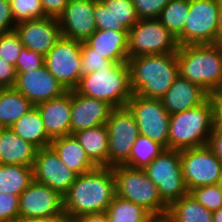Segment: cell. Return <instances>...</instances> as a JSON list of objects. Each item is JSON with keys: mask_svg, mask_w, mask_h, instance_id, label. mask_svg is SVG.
Listing matches in <instances>:
<instances>
[{"mask_svg": "<svg viewBox=\"0 0 222 222\" xmlns=\"http://www.w3.org/2000/svg\"><path fill=\"white\" fill-rule=\"evenodd\" d=\"M116 196L112 167H96L76 176L74 183L63 195V210L68 220L92 213L106 212Z\"/></svg>", "mask_w": 222, "mask_h": 222, "instance_id": "obj_1", "label": "cell"}, {"mask_svg": "<svg viewBox=\"0 0 222 222\" xmlns=\"http://www.w3.org/2000/svg\"><path fill=\"white\" fill-rule=\"evenodd\" d=\"M131 88L145 98L162 99L179 76L177 52L128 58Z\"/></svg>", "mask_w": 222, "mask_h": 222, "instance_id": "obj_2", "label": "cell"}, {"mask_svg": "<svg viewBox=\"0 0 222 222\" xmlns=\"http://www.w3.org/2000/svg\"><path fill=\"white\" fill-rule=\"evenodd\" d=\"M179 75L200 85L211 96L222 92V46L220 44L178 47Z\"/></svg>", "mask_w": 222, "mask_h": 222, "instance_id": "obj_3", "label": "cell"}, {"mask_svg": "<svg viewBox=\"0 0 222 222\" xmlns=\"http://www.w3.org/2000/svg\"><path fill=\"white\" fill-rule=\"evenodd\" d=\"M215 120L213 96L195 108L170 115L168 149L180 151L207 145Z\"/></svg>", "mask_w": 222, "mask_h": 222, "instance_id": "obj_4", "label": "cell"}, {"mask_svg": "<svg viewBox=\"0 0 222 222\" xmlns=\"http://www.w3.org/2000/svg\"><path fill=\"white\" fill-rule=\"evenodd\" d=\"M75 90L84 96L105 101L113 108L126 107L134 94L128 62L83 74Z\"/></svg>", "mask_w": 222, "mask_h": 222, "instance_id": "obj_5", "label": "cell"}, {"mask_svg": "<svg viewBox=\"0 0 222 222\" xmlns=\"http://www.w3.org/2000/svg\"><path fill=\"white\" fill-rule=\"evenodd\" d=\"M116 195L142 206L150 214H166L168 205L161 199L158 187L147 176L144 169L125 165L112 167Z\"/></svg>", "mask_w": 222, "mask_h": 222, "instance_id": "obj_6", "label": "cell"}, {"mask_svg": "<svg viewBox=\"0 0 222 222\" xmlns=\"http://www.w3.org/2000/svg\"><path fill=\"white\" fill-rule=\"evenodd\" d=\"M176 37L158 18L139 19L128 32V58L178 51Z\"/></svg>", "mask_w": 222, "mask_h": 222, "instance_id": "obj_7", "label": "cell"}, {"mask_svg": "<svg viewBox=\"0 0 222 222\" xmlns=\"http://www.w3.org/2000/svg\"><path fill=\"white\" fill-rule=\"evenodd\" d=\"M222 0H190L188 18L178 45L216 44L218 10Z\"/></svg>", "mask_w": 222, "mask_h": 222, "instance_id": "obj_8", "label": "cell"}, {"mask_svg": "<svg viewBox=\"0 0 222 222\" xmlns=\"http://www.w3.org/2000/svg\"><path fill=\"white\" fill-rule=\"evenodd\" d=\"M144 171L168 206L189 193L183 179L179 150L165 149Z\"/></svg>", "mask_w": 222, "mask_h": 222, "instance_id": "obj_9", "label": "cell"}, {"mask_svg": "<svg viewBox=\"0 0 222 222\" xmlns=\"http://www.w3.org/2000/svg\"><path fill=\"white\" fill-rule=\"evenodd\" d=\"M44 65L67 91L75 90L81 77V42L61 36L44 56Z\"/></svg>", "mask_w": 222, "mask_h": 222, "instance_id": "obj_10", "label": "cell"}, {"mask_svg": "<svg viewBox=\"0 0 222 222\" xmlns=\"http://www.w3.org/2000/svg\"><path fill=\"white\" fill-rule=\"evenodd\" d=\"M126 107L137 122L139 134L168 149L170 114L162 100L133 94Z\"/></svg>", "mask_w": 222, "mask_h": 222, "instance_id": "obj_11", "label": "cell"}, {"mask_svg": "<svg viewBox=\"0 0 222 222\" xmlns=\"http://www.w3.org/2000/svg\"><path fill=\"white\" fill-rule=\"evenodd\" d=\"M109 137L108 167L123 165L139 135L137 122L127 107L114 108L106 122Z\"/></svg>", "mask_w": 222, "mask_h": 222, "instance_id": "obj_12", "label": "cell"}, {"mask_svg": "<svg viewBox=\"0 0 222 222\" xmlns=\"http://www.w3.org/2000/svg\"><path fill=\"white\" fill-rule=\"evenodd\" d=\"M179 153L188 192L200 186L216 185L222 171V161L207 145L183 149Z\"/></svg>", "mask_w": 222, "mask_h": 222, "instance_id": "obj_13", "label": "cell"}, {"mask_svg": "<svg viewBox=\"0 0 222 222\" xmlns=\"http://www.w3.org/2000/svg\"><path fill=\"white\" fill-rule=\"evenodd\" d=\"M65 215L63 196L45 184L33 181L19 195V220Z\"/></svg>", "mask_w": 222, "mask_h": 222, "instance_id": "obj_14", "label": "cell"}, {"mask_svg": "<svg viewBox=\"0 0 222 222\" xmlns=\"http://www.w3.org/2000/svg\"><path fill=\"white\" fill-rule=\"evenodd\" d=\"M34 181L45 184L62 196L74 183L73 173L51 147L38 149L33 164Z\"/></svg>", "mask_w": 222, "mask_h": 222, "instance_id": "obj_15", "label": "cell"}, {"mask_svg": "<svg viewBox=\"0 0 222 222\" xmlns=\"http://www.w3.org/2000/svg\"><path fill=\"white\" fill-rule=\"evenodd\" d=\"M14 88L34 106L57 98L67 92L45 65L29 72L17 73Z\"/></svg>", "mask_w": 222, "mask_h": 222, "instance_id": "obj_16", "label": "cell"}, {"mask_svg": "<svg viewBox=\"0 0 222 222\" xmlns=\"http://www.w3.org/2000/svg\"><path fill=\"white\" fill-rule=\"evenodd\" d=\"M58 21L61 36L85 42L97 30L94 0H69Z\"/></svg>", "mask_w": 222, "mask_h": 222, "instance_id": "obj_17", "label": "cell"}, {"mask_svg": "<svg viewBox=\"0 0 222 222\" xmlns=\"http://www.w3.org/2000/svg\"><path fill=\"white\" fill-rule=\"evenodd\" d=\"M22 44L29 50L45 56L61 37L59 21L56 18L46 17L33 19L16 24Z\"/></svg>", "mask_w": 222, "mask_h": 222, "instance_id": "obj_18", "label": "cell"}, {"mask_svg": "<svg viewBox=\"0 0 222 222\" xmlns=\"http://www.w3.org/2000/svg\"><path fill=\"white\" fill-rule=\"evenodd\" d=\"M114 108L107 102L90 98L71 90L70 135L106 124Z\"/></svg>", "mask_w": 222, "mask_h": 222, "instance_id": "obj_19", "label": "cell"}, {"mask_svg": "<svg viewBox=\"0 0 222 222\" xmlns=\"http://www.w3.org/2000/svg\"><path fill=\"white\" fill-rule=\"evenodd\" d=\"M97 29L129 31L139 20L132 0H94Z\"/></svg>", "mask_w": 222, "mask_h": 222, "instance_id": "obj_20", "label": "cell"}, {"mask_svg": "<svg viewBox=\"0 0 222 222\" xmlns=\"http://www.w3.org/2000/svg\"><path fill=\"white\" fill-rule=\"evenodd\" d=\"M36 107L40 112L45 132L51 139L70 135L71 90Z\"/></svg>", "mask_w": 222, "mask_h": 222, "instance_id": "obj_21", "label": "cell"}, {"mask_svg": "<svg viewBox=\"0 0 222 222\" xmlns=\"http://www.w3.org/2000/svg\"><path fill=\"white\" fill-rule=\"evenodd\" d=\"M210 96L200 85L179 75L161 100L166 111L172 115L195 108Z\"/></svg>", "mask_w": 222, "mask_h": 222, "instance_id": "obj_22", "label": "cell"}, {"mask_svg": "<svg viewBox=\"0 0 222 222\" xmlns=\"http://www.w3.org/2000/svg\"><path fill=\"white\" fill-rule=\"evenodd\" d=\"M128 32L97 29L85 42L113 63L128 62Z\"/></svg>", "mask_w": 222, "mask_h": 222, "instance_id": "obj_23", "label": "cell"}, {"mask_svg": "<svg viewBox=\"0 0 222 222\" xmlns=\"http://www.w3.org/2000/svg\"><path fill=\"white\" fill-rule=\"evenodd\" d=\"M38 148L23 140L10 128H3L0 138V164L33 167Z\"/></svg>", "mask_w": 222, "mask_h": 222, "instance_id": "obj_24", "label": "cell"}, {"mask_svg": "<svg viewBox=\"0 0 222 222\" xmlns=\"http://www.w3.org/2000/svg\"><path fill=\"white\" fill-rule=\"evenodd\" d=\"M61 161L77 176L90 172L97 166L89 159L74 135L53 138L50 144Z\"/></svg>", "mask_w": 222, "mask_h": 222, "instance_id": "obj_25", "label": "cell"}, {"mask_svg": "<svg viewBox=\"0 0 222 222\" xmlns=\"http://www.w3.org/2000/svg\"><path fill=\"white\" fill-rule=\"evenodd\" d=\"M73 135L97 167H108L109 137L105 124L78 131Z\"/></svg>", "mask_w": 222, "mask_h": 222, "instance_id": "obj_26", "label": "cell"}, {"mask_svg": "<svg viewBox=\"0 0 222 222\" xmlns=\"http://www.w3.org/2000/svg\"><path fill=\"white\" fill-rule=\"evenodd\" d=\"M10 129L38 149L50 147L52 139L45 132L40 112L36 106L25 113Z\"/></svg>", "mask_w": 222, "mask_h": 222, "instance_id": "obj_27", "label": "cell"}, {"mask_svg": "<svg viewBox=\"0 0 222 222\" xmlns=\"http://www.w3.org/2000/svg\"><path fill=\"white\" fill-rule=\"evenodd\" d=\"M34 105L15 88H0V126L11 128Z\"/></svg>", "mask_w": 222, "mask_h": 222, "instance_id": "obj_28", "label": "cell"}, {"mask_svg": "<svg viewBox=\"0 0 222 222\" xmlns=\"http://www.w3.org/2000/svg\"><path fill=\"white\" fill-rule=\"evenodd\" d=\"M167 222H212V211L207 210L188 193L168 206Z\"/></svg>", "mask_w": 222, "mask_h": 222, "instance_id": "obj_29", "label": "cell"}, {"mask_svg": "<svg viewBox=\"0 0 222 222\" xmlns=\"http://www.w3.org/2000/svg\"><path fill=\"white\" fill-rule=\"evenodd\" d=\"M33 181V167L0 164V193L20 195Z\"/></svg>", "mask_w": 222, "mask_h": 222, "instance_id": "obj_30", "label": "cell"}, {"mask_svg": "<svg viewBox=\"0 0 222 222\" xmlns=\"http://www.w3.org/2000/svg\"><path fill=\"white\" fill-rule=\"evenodd\" d=\"M165 148L146 136L138 135L129 159L123 164L135 169H145Z\"/></svg>", "mask_w": 222, "mask_h": 222, "instance_id": "obj_31", "label": "cell"}, {"mask_svg": "<svg viewBox=\"0 0 222 222\" xmlns=\"http://www.w3.org/2000/svg\"><path fill=\"white\" fill-rule=\"evenodd\" d=\"M190 0H170L162 9L159 21L176 38L183 32L188 18Z\"/></svg>", "mask_w": 222, "mask_h": 222, "instance_id": "obj_32", "label": "cell"}, {"mask_svg": "<svg viewBox=\"0 0 222 222\" xmlns=\"http://www.w3.org/2000/svg\"><path fill=\"white\" fill-rule=\"evenodd\" d=\"M150 213L142 206L117 195L106 209L109 222H140Z\"/></svg>", "mask_w": 222, "mask_h": 222, "instance_id": "obj_33", "label": "cell"}, {"mask_svg": "<svg viewBox=\"0 0 222 222\" xmlns=\"http://www.w3.org/2000/svg\"><path fill=\"white\" fill-rule=\"evenodd\" d=\"M10 4L15 24L46 18L40 0H10Z\"/></svg>", "mask_w": 222, "mask_h": 222, "instance_id": "obj_34", "label": "cell"}, {"mask_svg": "<svg viewBox=\"0 0 222 222\" xmlns=\"http://www.w3.org/2000/svg\"><path fill=\"white\" fill-rule=\"evenodd\" d=\"M117 64L107 60L103 55L95 53V50L86 42H81V67L83 74L105 68H114Z\"/></svg>", "mask_w": 222, "mask_h": 222, "instance_id": "obj_35", "label": "cell"}, {"mask_svg": "<svg viewBox=\"0 0 222 222\" xmlns=\"http://www.w3.org/2000/svg\"><path fill=\"white\" fill-rule=\"evenodd\" d=\"M24 45L18 33L13 30L0 35V57L15 66Z\"/></svg>", "mask_w": 222, "mask_h": 222, "instance_id": "obj_36", "label": "cell"}, {"mask_svg": "<svg viewBox=\"0 0 222 222\" xmlns=\"http://www.w3.org/2000/svg\"><path fill=\"white\" fill-rule=\"evenodd\" d=\"M207 210L215 211L222 207V194L216 185H205L189 192Z\"/></svg>", "mask_w": 222, "mask_h": 222, "instance_id": "obj_37", "label": "cell"}, {"mask_svg": "<svg viewBox=\"0 0 222 222\" xmlns=\"http://www.w3.org/2000/svg\"><path fill=\"white\" fill-rule=\"evenodd\" d=\"M19 220V195L0 193V222Z\"/></svg>", "mask_w": 222, "mask_h": 222, "instance_id": "obj_38", "label": "cell"}, {"mask_svg": "<svg viewBox=\"0 0 222 222\" xmlns=\"http://www.w3.org/2000/svg\"><path fill=\"white\" fill-rule=\"evenodd\" d=\"M44 66V56L34 50L23 47L18 59L16 60L15 69L17 73H25Z\"/></svg>", "mask_w": 222, "mask_h": 222, "instance_id": "obj_39", "label": "cell"}, {"mask_svg": "<svg viewBox=\"0 0 222 222\" xmlns=\"http://www.w3.org/2000/svg\"><path fill=\"white\" fill-rule=\"evenodd\" d=\"M170 0H132L139 19L159 18Z\"/></svg>", "mask_w": 222, "mask_h": 222, "instance_id": "obj_40", "label": "cell"}, {"mask_svg": "<svg viewBox=\"0 0 222 222\" xmlns=\"http://www.w3.org/2000/svg\"><path fill=\"white\" fill-rule=\"evenodd\" d=\"M15 26L10 0H0V35L15 30Z\"/></svg>", "mask_w": 222, "mask_h": 222, "instance_id": "obj_41", "label": "cell"}, {"mask_svg": "<svg viewBox=\"0 0 222 222\" xmlns=\"http://www.w3.org/2000/svg\"><path fill=\"white\" fill-rule=\"evenodd\" d=\"M17 80L15 66L0 57V88H14Z\"/></svg>", "mask_w": 222, "mask_h": 222, "instance_id": "obj_42", "label": "cell"}, {"mask_svg": "<svg viewBox=\"0 0 222 222\" xmlns=\"http://www.w3.org/2000/svg\"><path fill=\"white\" fill-rule=\"evenodd\" d=\"M207 146L222 161V124L215 120Z\"/></svg>", "mask_w": 222, "mask_h": 222, "instance_id": "obj_43", "label": "cell"}, {"mask_svg": "<svg viewBox=\"0 0 222 222\" xmlns=\"http://www.w3.org/2000/svg\"><path fill=\"white\" fill-rule=\"evenodd\" d=\"M46 17L58 19L64 12L69 0H40Z\"/></svg>", "mask_w": 222, "mask_h": 222, "instance_id": "obj_44", "label": "cell"}, {"mask_svg": "<svg viewBox=\"0 0 222 222\" xmlns=\"http://www.w3.org/2000/svg\"><path fill=\"white\" fill-rule=\"evenodd\" d=\"M74 222H109L106 212L84 214L73 220Z\"/></svg>", "mask_w": 222, "mask_h": 222, "instance_id": "obj_45", "label": "cell"}, {"mask_svg": "<svg viewBox=\"0 0 222 222\" xmlns=\"http://www.w3.org/2000/svg\"><path fill=\"white\" fill-rule=\"evenodd\" d=\"M67 221L68 217L66 215H58L46 218H31V219L18 220L17 222H67Z\"/></svg>", "mask_w": 222, "mask_h": 222, "instance_id": "obj_46", "label": "cell"}, {"mask_svg": "<svg viewBox=\"0 0 222 222\" xmlns=\"http://www.w3.org/2000/svg\"><path fill=\"white\" fill-rule=\"evenodd\" d=\"M216 102V120L222 124V92L213 95Z\"/></svg>", "mask_w": 222, "mask_h": 222, "instance_id": "obj_47", "label": "cell"}, {"mask_svg": "<svg viewBox=\"0 0 222 222\" xmlns=\"http://www.w3.org/2000/svg\"><path fill=\"white\" fill-rule=\"evenodd\" d=\"M140 222H167L166 214H149Z\"/></svg>", "mask_w": 222, "mask_h": 222, "instance_id": "obj_48", "label": "cell"}, {"mask_svg": "<svg viewBox=\"0 0 222 222\" xmlns=\"http://www.w3.org/2000/svg\"><path fill=\"white\" fill-rule=\"evenodd\" d=\"M217 27H218V40H217V44H220L222 46V2L220 4L219 10H218Z\"/></svg>", "mask_w": 222, "mask_h": 222, "instance_id": "obj_49", "label": "cell"}, {"mask_svg": "<svg viewBox=\"0 0 222 222\" xmlns=\"http://www.w3.org/2000/svg\"><path fill=\"white\" fill-rule=\"evenodd\" d=\"M212 222H222V207L212 212Z\"/></svg>", "mask_w": 222, "mask_h": 222, "instance_id": "obj_50", "label": "cell"}, {"mask_svg": "<svg viewBox=\"0 0 222 222\" xmlns=\"http://www.w3.org/2000/svg\"><path fill=\"white\" fill-rule=\"evenodd\" d=\"M216 186L220 189V192L222 194V171H221L220 177L216 183Z\"/></svg>", "mask_w": 222, "mask_h": 222, "instance_id": "obj_51", "label": "cell"}, {"mask_svg": "<svg viewBox=\"0 0 222 222\" xmlns=\"http://www.w3.org/2000/svg\"><path fill=\"white\" fill-rule=\"evenodd\" d=\"M2 130H3V127L0 126V138H1V132H2Z\"/></svg>", "mask_w": 222, "mask_h": 222, "instance_id": "obj_52", "label": "cell"}]
</instances>
